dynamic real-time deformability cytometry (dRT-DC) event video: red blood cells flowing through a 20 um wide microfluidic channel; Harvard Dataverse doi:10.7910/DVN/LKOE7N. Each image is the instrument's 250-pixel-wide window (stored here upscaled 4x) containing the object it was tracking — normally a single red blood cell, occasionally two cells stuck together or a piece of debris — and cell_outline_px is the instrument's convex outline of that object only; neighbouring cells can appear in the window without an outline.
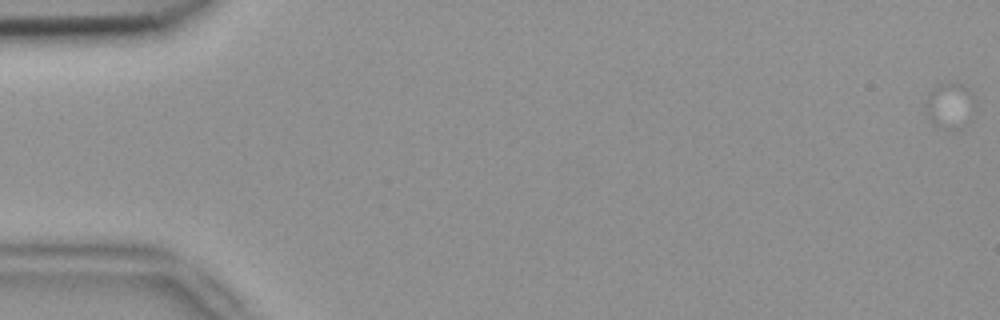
{"species": "common noctule bat (a hibernating species)", "species_latin": "Nyctalus noctula", "temperature_condition": "room temperature", "stored_images_in_passage": 1, "camera_frame_rate_fps": 3000, "um_per_image_px": 0.085, "animal": {"sex": "female", "body_mass_g": 18.4}, "frame": {"image": 1, "passage_image": 1, "time_ms": 0.0, "image_size_px": [1000, 320], "cell_outline_px": [[972, 120], [960, 128], [948, 132], [932, 124], [924, 108], [924, 104], [928, 92], [932, 88], [944, 84], [964, 84], [972, 92]], "centroid_in_image_um": [80.7, 9.04], "position_along_channel_um": 4.3, "area_um2": 13.41}}